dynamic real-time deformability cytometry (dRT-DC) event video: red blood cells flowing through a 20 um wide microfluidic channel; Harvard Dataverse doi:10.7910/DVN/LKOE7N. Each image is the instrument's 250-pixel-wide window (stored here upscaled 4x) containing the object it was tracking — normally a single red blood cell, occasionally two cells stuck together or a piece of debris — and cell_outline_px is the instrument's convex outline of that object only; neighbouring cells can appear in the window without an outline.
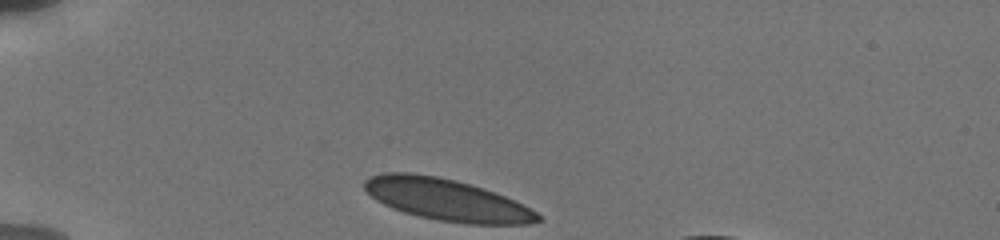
{"species": "human", "species_latin": "Homo sapiens", "temperature_condition": "cold", "stored_images_in_passage": 6, "camera_frame_rate_fps": 3000, "um_per_image_px": 0.085, "donor": {"sex": "male"}, "frame": {"image": 1, "passage_image": 1, "time_ms": 0.0, "image_size_px": [1000, 240], "cell_outline_px": [[540, 220], [528, 224], [468, 224], [440, 220], [420, 216], [404, 212], [392, 208], [376, 200], [364, 188], [364, 180], [368, 176], [384, 172], [412, 172], [436, 176], [456, 180], [484, 188], [504, 196], [536, 212], [540, 216]], "centroid_in_image_um": [37.91, 16.96], "position_along_channel_um": 47.1, "area_um2": 41.85}}